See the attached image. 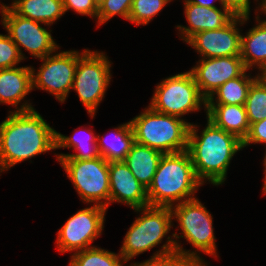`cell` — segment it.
I'll return each instance as SVG.
<instances>
[{
    "label": "cell",
    "mask_w": 266,
    "mask_h": 266,
    "mask_svg": "<svg viewBox=\"0 0 266 266\" xmlns=\"http://www.w3.org/2000/svg\"><path fill=\"white\" fill-rule=\"evenodd\" d=\"M162 155L163 153L156 149L135 142L124 162L136 179L148 189Z\"/></svg>",
    "instance_id": "obj_20"
},
{
    "label": "cell",
    "mask_w": 266,
    "mask_h": 266,
    "mask_svg": "<svg viewBox=\"0 0 266 266\" xmlns=\"http://www.w3.org/2000/svg\"><path fill=\"white\" fill-rule=\"evenodd\" d=\"M251 144L264 143L266 145V117L250 125L247 137L243 141V148Z\"/></svg>",
    "instance_id": "obj_33"
},
{
    "label": "cell",
    "mask_w": 266,
    "mask_h": 266,
    "mask_svg": "<svg viewBox=\"0 0 266 266\" xmlns=\"http://www.w3.org/2000/svg\"><path fill=\"white\" fill-rule=\"evenodd\" d=\"M257 13L256 22L246 35H241V58L246 70L258 68L261 74L266 69V20H260Z\"/></svg>",
    "instance_id": "obj_19"
},
{
    "label": "cell",
    "mask_w": 266,
    "mask_h": 266,
    "mask_svg": "<svg viewBox=\"0 0 266 266\" xmlns=\"http://www.w3.org/2000/svg\"><path fill=\"white\" fill-rule=\"evenodd\" d=\"M79 132V133H78ZM80 132L82 134H88L87 138L86 135L83 137V135H79ZM78 133V134H77ZM79 135V136H78ZM56 149L60 148H72L76 151L77 153L75 154H55L57 155L56 159H78V160H85V159H95L97 157H100L98 147H97V136L90 130L86 128L83 130L76 131L74 134L70 136H65L59 132L56 131Z\"/></svg>",
    "instance_id": "obj_23"
},
{
    "label": "cell",
    "mask_w": 266,
    "mask_h": 266,
    "mask_svg": "<svg viewBox=\"0 0 266 266\" xmlns=\"http://www.w3.org/2000/svg\"><path fill=\"white\" fill-rule=\"evenodd\" d=\"M244 106L250 125L266 117V81L260 75L252 82Z\"/></svg>",
    "instance_id": "obj_27"
},
{
    "label": "cell",
    "mask_w": 266,
    "mask_h": 266,
    "mask_svg": "<svg viewBox=\"0 0 266 266\" xmlns=\"http://www.w3.org/2000/svg\"><path fill=\"white\" fill-rule=\"evenodd\" d=\"M56 130L35 109L10 111L0 123V173L56 149Z\"/></svg>",
    "instance_id": "obj_1"
},
{
    "label": "cell",
    "mask_w": 266,
    "mask_h": 266,
    "mask_svg": "<svg viewBox=\"0 0 266 266\" xmlns=\"http://www.w3.org/2000/svg\"><path fill=\"white\" fill-rule=\"evenodd\" d=\"M169 0H133L128 21L138 25H147L153 17L170 3Z\"/></svg>",
    "instance_id": "obj_28"
},
{
    "label": "cell",
    "mask_w": 266,
    "mask_h": 266,
    "mask_svg": "<svg viewBox=\"0 0 266 266\" xmlns=\"http://www.w3.org/2000/svg\"><path fill=\"white\" fill-rule=\"evenodd\" d=\"M132 2L133 0H105L98 7L97 25L104 24L115 15H119L125 20H128Z\"/></svg>",
    "instance_id": "obj_29"
},
{
    "label": "cell",
    "mask_w": 266,
    "mask_h": 266,
    "mask_svg": "<svg viewBox=\"0 0 266 266\" xmlns=\"http://www.w3.org/2000/svg\"><path fill=\"white\" fill-rule=\"evenodd\" d=\"M21 17L51 26L65 14L62 0H13L9 6Z\"/></svg>",
    "instance_id": "obj_21"
},
{
    "label": "cell",
    "mask_w": 266,
    "mask_h": 266,
    "mask_svg": "<svg viewBox=\"0 0 266 266\" xmlns=\"http://www.w3.org/2000/svg\"><path fill=\"white\" fill-rule=\"evenodd\" d=\"M263 4H264L263 13L266 15V0H263Z\"/></svg>",
    "instance_id": "obj_38"
},
{
    "label": "cell",
    "mask_w": 266,
    "mask_h": 266,
    "mask_svg": "<svg viewBox=\"0 0 266 266\" xmlns=\"http://www.w3.org/2000/svg\"><path fill=\"white\" fill-rule=\"evenodd\" d=\"M129 122L138 144L163 154L187 150L191 123L184 119L156 112L148 106Z\"/></svg>",
    "instance_id": "obj_4"
},
{
    "label": "cell",
    "mask_w": 266,
    "mask_h": 266,
    "mask_svg": "<svg viewBox=\"0 0 266 266\" xmlns=\"http://www.w3.org/2000/svg\"><path fill=\"white\" fill-rule=\"evenodd\" d=\"M206 115L217 127L242 141L249 133L250 123L244 105L206 104Z\"/></svg>",
    "instance_id": "obj_18"
},
{
    "label": "cell",
    "mask_w": 266,
    "mask_h": 266,
    "mask_svg": "<svg viewBox=\"0 0 266 266\" xmlns=\"http://www.w3.org/2000/svg\"><path fill=\"white\" fill-rule=\"evenodd\" d=\"M173 218L177 220L180 226V236L173 233V239L176 238V251L183 256L196 261L201 266H208V264L200 257L198 251L207 255L217 257L215 236L213 230V217L206 209L204 204L193 198L186 200L171 207ZM183 234V235H181ZM180 238H185L196 250H184L179 244Z\"/></svg>",
    "instance_id": "obj_5"
},
{
    "label": "cell",
    "mask_w": 266,
    "mask_h": 266,
    "mask_svg": "<svg viewBox=\"0 0 266 266\" xmlns=\"http://www.w3.org/2000/svg\"><path fill=\"white\" fill-rule=\"evenodd\" d=\"M258 1V0H256ZM260 2V11L263 12V0ZM250 0H219L222 7L227 8L234 16L248 17L250 16Z\"/></svg>",
    "instance_id": "obj_32"
},
{
    "label": "cell",
    "mask_w": 266,
    "mask_h": 266,
    "mask_svg": "<svg viewBox=\"0 0 266 266\" xmlns=\"http://www.w3.org/2000/svg\"><path fill=\"white\" fill-rule=\"evenodd\" d=\"M107 209L93 204L71 216L57 232V250L60 253L81 251L101 235Z\"/></svg>",
    "instance_id": "obj_11"
},
{
    "label": "cell",
    "mask_w": 266,
    "mask_h": 266,
    "mask_svg": "<svg viewBox=\"0 0 266 266\" xmlns=\"http://www.w3.org/2000/svg\"><path fill=\"white\" fill-rule=\"evenodd\" d=\"M126 262L118 253L91 247L73 253L69 266H124Z\"/></svg>",
    "instance_id": "obj_25"
},
{
    "label": "cell",
    "mask_w": 266,
    "mask_h": 266,
    "mask_svg": "<svg viewBox=\"0 0 266 266\" xmlns=\"http://www.w3.org/2000/svg\"><path fill=\"white\" fill-rule=\"evenodd\" d=\"M260 76L266 81V69L260 74Z\"/></svg>",
    "instance_id": "obj_37"
},
{
    "label": "cell",
    "mask_w": 266,
    "mask_h": 266,
    "mask_svg": "<svg viewBox=\"0 0 266 266\" xmlns=\"http://www.w3.org/2000/svg\"><path fill=\"white\" fill-rule=\"evenodd\" d=\"M249 20L235 16L226 26L217 30H206L194 34L186 43L202 58H217L241 55V30L237 27Z\"/></svg>",
    "instance_id": "obj_13"
},
{
    "label": "cell",
    "mask_w": 266,
    "mask_h": 266,
    "mask_svg": "<svg viewBox=\"0 0 266 266\" xmlns=\"http://www.w3.org/2000/svg\"><path fill=\"white\" fill-rule=\"evenodd\" d=\"M188 1L191 2V3H194L196 5H199V6H205V7H209V8L217 7L210 0H188Z\"/></svg>",
    "instance_id": "obj_34"
},
{
    "label": "cell",
    "mask_w": 266,
    "mask_h": 266,
    "mask_svg": "<svg viewBox=\"0 0 266 266\" xmlns=\"http://www.w3.org/2000/svg\"><path fill=\"white\" fill-rule=\"evenodd\" d=\"M197 127L190 124L187 146L195 175L202 184L209 180L214 186L221 185L226 180L230 161L243 149V141L208 118L200 136Z\"/></svg>",
    "instance_id": "obj_2"
},
{
    "label": "cell",
    "mask_w": 266,
    "mask_h": 266,
    "mask_svg": "<svg viewBox=\"0 0 266 266\" xmlns=\"http://www.w3.org/2000/svg\"><path fill=\"white\" fill-rule=\"evenodd\" d=\"M246 72L247 70L216 89L207 99V104L244 105L252 82L260 75L258 73L253 78L250 73L247 75Z\"/></svg>",
    "instance_id": "obj_24"
},
{
    "label": "cell",
    "mask_w": 266,
    "mask_h": 266,
    "mask_svg": "<svg viewBox=\"0 0 266 266\" xmlns=\"http://www.w3.org/2000/svg\"><path fill=\"white\" fill-rule=\"evenodd\" d=\"M62 2L65 12L72 9L78 14L97 18L98 7L93 0H62Z\"/></svg>",
    "instance_id": "obj_31"
},
{
    "label": "cell",
    "mask_w": 266,
    "mask_h": 266,
    "mask_svg": "<svg viewBox=\"0 0 266 266\" xmlns=\"http://www.w3.org/2000/svg\"><path fill=\"white\" fill-rule=\"evenodd\" d=\"M201 185L187 150L163 154L147 189L149 206L172 207L196 198L194 194Z\"/></svg>",
    "instance_id": "obj_3"
},
{
    "label": "cell",
    "mask_w": 266,
    "mask_h": 266,
    "mask_svg": "<svg viewBox=\"0 0 266 266\" xmlns=\"http://www.w3.org/2000/svg\"><path fill=\"white\" fill-rule=\"evenodd\" d=\"M2 25L8 36L17 45L23 59L22 47L35 58H44L60 48L53 40L51 31L42 27L40 22L16 14L6 4H1Z\"/></svg>",
    "instance_id": "obj_10"
},
{
    "label": "cell",
    "mask_w": 266,
    "mask_h": 266,
    "mask_svg": "<svg viewBox=\"0 0 266 266\" xmlns=\"http://www.w3.org/2000/svg\"><path fill=\"white\" fill-rule=\"evenodd\" d=\"M196 64L189 71L206 99L225 82L239 77L246 70L241 56L201 58Z\"/></svg>",
    "instance_id": "obj_14"
},
{
    "label": "cell",
    "mask_w": 266,
    "mask_h": 266,
    "mask_svg": "<svg viewBox=\"0 0 266 266\" xmlns=\"http://www.w3.org/2000/svg\"><path fill=\"white\" fill-rule=\"evenodd\" d=\"M114 129L113 134H108L112 139L108 137L106 138L104 135L101 138L100 135H97L96 143L99 154L107 162L124 161L125 157L131 150V147L135 143L134 133L130 122L123 123Z\"/></svg>",
    "instance_id": "obj_22"
},
{
    "label": "cell",
    "mask_w": 266,
    "mask_h": 266,
    "mask_svg": "<svg viewBox=\"0 0 266 266\" xmlns=\"http://www.w3.org/2000/svg\"><path fill=\"white\" fill-rule=\"evenodd\" d=\"M207 99L201 94L190 71L163 79L155 88L149 106L156 112L181 118L196 112Z\"/></svg>",
    "instance_id": "obj_8"
},
{
    "label": "cell",
    "mask_w": 266,
    "mask_h": 266,
    "mask_svg": "<svg viewBox=\"0 0 266 266\" xmlns=\"http://www.w3.org/2000/svg\"><path fill=\"white\" fill-rule=\"evenodd\" d=\"M263 164H264V171H265V176H264V184H263V193L266 194V151H265V156H264V160H263Z\"/></svg>",
    "instance_id": "obj_35"
},
{
    "label": "cell",
    "mask_w": 266,
    "mask_h": 266,
    "mask_svg": "<svg viewBox=\"0 0 266 266\" xmlns=\"http://www.w3.org/2000/svg\"><path fill=\"white\" fill-rule=\"evenodd\" d=\"M58 161L83 202H93L106 209L109 207V162L101 156L95 159Z\"/></svg>",
    "instance_id": "obj_9"
},
{
    "label": "cell",
    "mask_w": 266,
    "mask_h": 266,
    "mask_svg": "<svg viewBox=\"0 0 266 266\" xmlns=\"http://www.w3.org/2000/svg\"><path fill=\"white\" fill-rule=\"evenodd\" d=\"M110 203L129 205L132 209L149 206L147 189L136 179L124 161L109 162Z\"/></svg>",
    "instance_id": "obj_15"
},
{
    "label": "cell",
    "mask_w": 266,
    "mask_h": 266,
    "mask_svg": "<svg viewBox=\"0 0 266 266\" xmlns=\"http://www.w3.org/2000/svg\"><path fill=\"white\" fill-rule=\"evenodd\" d=\"M110 67L111 62L103 52L88 49L78 52L72 90L77 92L92 119L109 87L112 78Z\"/></svg>",
    "instance_id": "obj_7"
},
{
    "label": "cell",
    "mask_w": 266,
    "mask_h": 266,
    "mask_svg": "<svg viewBox=\"0 0 266 266\" xmlns=\"http://www.w3.org/2000/svg\"><path fill=\"white\" fill-rule=\"evenodd\" d=\"M184 10L189 26L177 25V29L185 42L201 31L223 28L235 17L225 7L209 8L196 5L188 0H184Z\"/></svg>",
    "instance_id": "obj_16"
},
{
    "label": "cell",
    "mask_w": 266,
    "mask_h": 266,
    "mask_svg": "<svg viewBox=\"0 0 266 266\" xmlns=\"http://www.w3.org/2000/svg\"><path fill=\"white\" fill-rule=\"evenodd\" d=\"M105 0H93V2L96 4L97 7L100 6Z\"/></svg>",
    "instance_id": "obj_36"
},
{
    "label": "cell",
    "mask_w": 266,
    "mask_h": 266,
    "mask_svg": "<svg viewBox=\"0 0 266 266\" xmlns=\"http://www.w3.org/2000/svg\"><path fill=\"white\" fill-rule=\"evenodd\" d=\"M21 60L17 45L8 35L0 34V69L14 68Z\"/></svg>",
    "instance_id": "obj_30"
},
{
    "label": "cell",
    "mask_w": 266,
    "mask_h": 266,
    "mask_svg": "<svg viewBox=\"0 0 266 266\" xmlns=\"http://www.w3.org/2000/svg\"><path fill=\"white\" fill-rule=\"evenodd\" d=\"M173 236L167 237L162 249L156 251L153 256L141 263H131L129 266H201L196 261L183 256L176 251Z\"/></svg>",
    "instance_id": "obj_26"
},
{
    "label": "cell",
    "mask_w": 266,
    "mask_h": 266,
    "mask_svg": "<svg viewBox=\"0 0 266 266\" xmlns=\"http://www.w3.org/2000/svg\"><path fill=\"white\" fill-rule=\"evenodd\" d=\"M43 62L37 73L32 71V89L38 88L53 94L64 103L73 86L78 61V51H62L40 58Z\"/></svg>",
    "instance_id": "obj_12"
},
{
    "label": "cell",
    "mask_w": 266,
    "mask_h": 266,
    "mask_svg": "<svg viewBox=\"0 0 266 266\" xmlns=\"http://www.w3.org/2000/svg\"><path fill=\"white\" fill-rule=\"evenodd\" d=\"M142 215L129 227L119 254L125 262L160 245L172 228L171 207L146 206L133 209Z\"/></svg>",
    "instance_id": "obj_6"
},
{
    "label": "cell",
    "mask_w": 266,
    "mask_h": 266,
    "mask_svg": "<svg viewBox=\"0 0 266 266\" xmlns=\"http://www.w3.org/2000/svg\"><path fill=\"white\" fill-rule=\"evenodd\" d=\"M32 89V71L31 66L14 67L9 69H0V103L16 107L18 111H29L34 109L30 102H20L31 92Z\"/></svg>",
    "instance_id": "obj_17"
}]
</instances>
